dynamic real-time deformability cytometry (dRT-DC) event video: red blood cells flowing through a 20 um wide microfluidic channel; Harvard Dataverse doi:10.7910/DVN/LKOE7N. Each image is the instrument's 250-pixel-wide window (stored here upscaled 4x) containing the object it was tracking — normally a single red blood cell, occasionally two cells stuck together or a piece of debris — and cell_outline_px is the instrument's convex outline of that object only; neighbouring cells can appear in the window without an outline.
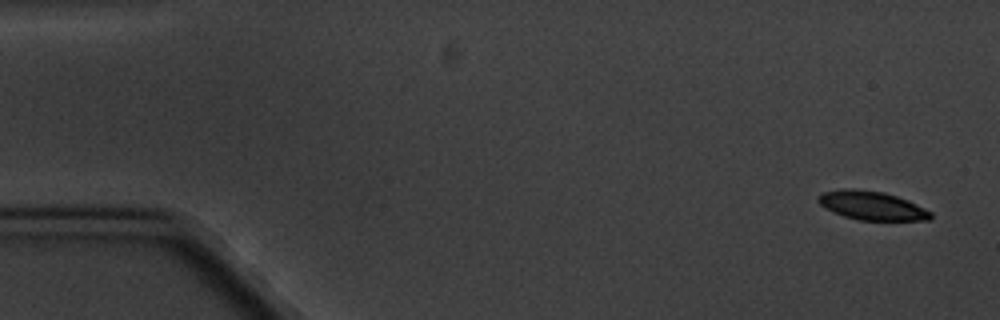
{"species": "common noctule bat (a hibernating species)", "species_latin": "Nyctalus noctula", "temperature_condition": "cold", "stored_images_in_passage": 6, "camera_frame_rate_fps": 3000, "um_per_image_px": 0.085, "animal": {"sex": "male", "body_mass_g": 20.1, "forearm_length_mm": 53.5}, "frame": {"image": 1, "passage_image": 1, "time_ms": 0.0, "image_size_px": [1000, 320], "cell_outline_px": [[932, 216], [928, 220], [860, 220], [844, 216], [832, 212], [824, 208], [816, 200], [816, 196], [824, 192], [840, 188], [852, 188], [884, 192], [908, 200], [932, 212]], "centroid_in_image_um": [74.05, 17.46], "position_along_channel_um": 10.9, "area_um2": 18.96}}